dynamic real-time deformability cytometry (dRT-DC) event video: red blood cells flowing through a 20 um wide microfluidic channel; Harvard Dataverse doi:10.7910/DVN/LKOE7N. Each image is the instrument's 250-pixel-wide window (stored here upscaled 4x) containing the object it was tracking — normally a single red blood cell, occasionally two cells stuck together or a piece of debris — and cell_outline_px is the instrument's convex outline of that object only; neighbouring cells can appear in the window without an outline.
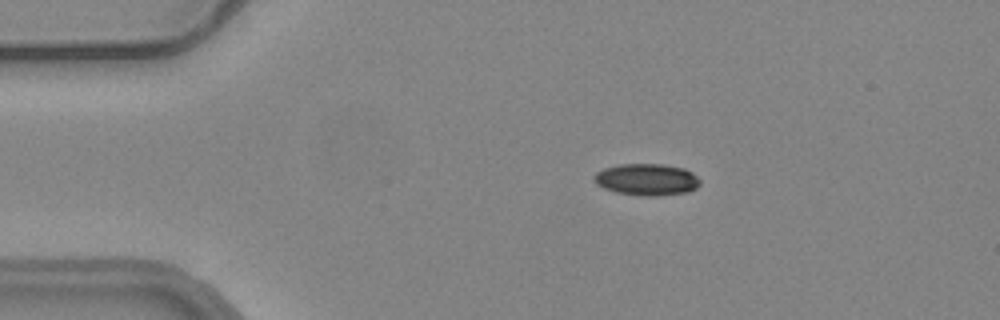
{"species": "common noctule bat (a hibernating species)", "species_latin": "Nyctalus noctula", "temperature_condition": "warm", "stored_images_in_passage": 46, "camera_frame_rate_fps": 3000, "um_per_image_px": 0.085, "animal": {"sex": "female", "body_mass_g": 24.6, "forearm_length_mm": 56.2}, "frame": {"image": 1, "passage_image": 1, "time_ms": 0.0, "image_size_px": [1000, 320], "cell_outline_px": [[700, 184], [696, 188], [688, 192], [656, 196], [640, 196], [616, 192], [604, 188], [596, 184], [592, 180], [592, 176], [596, 172], [604, 168], [620, 164], [664, 164], [684, 168], [692, 172], [700, 180]], "centroid_in_image_um": [54.95, 15.26], "position_along_channel_um": 30.0, "area_um2": 19.83}}
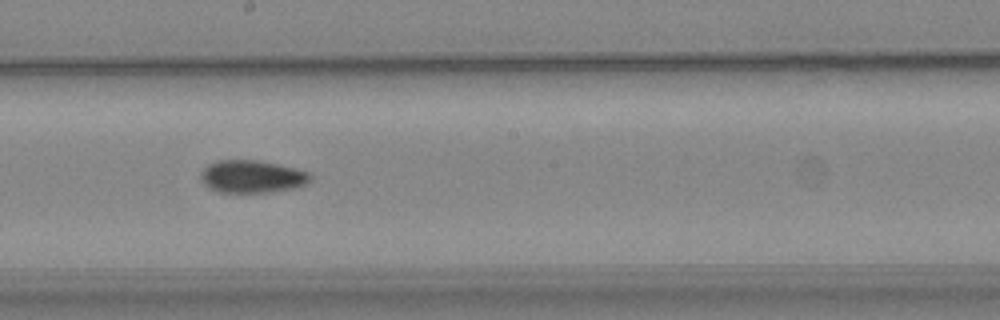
{"frame": {"image": 2, "passage_image": 21, "time_ms": 6.667, "image_size_px": [1000, 320], "cell_outline_px": [[312, 176], [308, 184], [296, 188], [272, 192], [216, 192], [208, 188], [200, 180], [200, 172], [208, 164], [216, 160], [256, 160], [276, 164], [308, 172]], "centroid_in_image_um": [21.39, 15.02], "position_along_channel_um": 226.8, "area_um2": 20.98}}
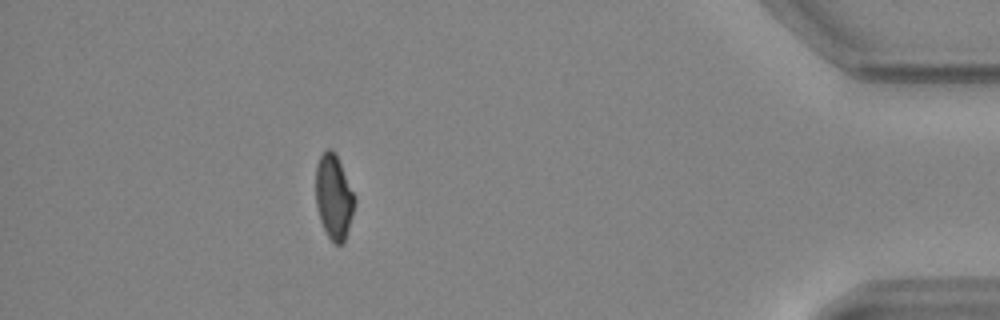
{"frame": {"image": 3, "passage_image": 40, "time_ms": 13.0, "image_size_px": [1000, 320], "cell_outline_px": [[356, 200], [352, 216], [344, 244], [336, 244], [328, 236], [320, 220], [316, 204], [316, 164], [320, 156], [328, 148], [332, 148], [336, 152], [356, 196]], "centroid_in_image_um": [28.39, 16.7], "position_along_channel_um": 406.8, "area_um2": 19.42}, "authors_computed_cell_mechanics": {"area_um2": 20.3167, "velocity_mm_per_s": 3.7103, "shape_relaxation_time_tau1_ms": 10.7122, "shape_relaxation_time_tau2_ms": 5.6896, "deformation_change_tau1": 0.2015, "deformation_change_tau2": 0.0911}}